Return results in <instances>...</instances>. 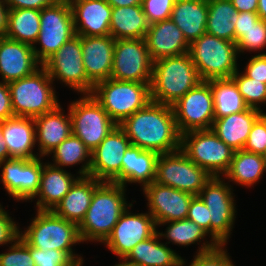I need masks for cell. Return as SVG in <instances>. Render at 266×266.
<instances>
[{
  "label": "cell",
  "mask_w": 266,
  "mask_h": 266,
  "mask_svg": "<svg viewBox=\"0 0 266 266\" xmlns=\"http://www.w3.org/2000/svg\"><path fill=\"white\" fill-rule=\"evenodd\" d=\"M131 145L159 154L180 149L179 133L171 105L150 101L143 109L125 118L118 125Z\"/></svg>",
  "instance_id": "1"
},
{
  "label": "cell",
  "mask_w": 266,
  "mask_h": 266,
  "mask_svg": "<svg viewBox=\"0 0 266 266\" xmlns=\"http://www.w3.org/2000/svg\"><path fill=\"white\" fill-rule=\"evenodd\" d=\"M127 189L119 183L102 182L92 195L90 206L78 225L82 242L103 243L112 232L128 203Z\"/></svg>",
  "instance_id": "2"
},
{
  "label": "cell",
  "mask_w": 266,
  "mask_h": 266,
  "mask_svg": "<svg viewBox=\"0 0 266 266\" xmlns=\"http://www.w3.org/2000/svg\"><path fill=\"white\" fill-rule=\"evenodd\" d=\"M201 81L189 53L158 59L153 62L151 101L173 105Z\"/></svg>",
  "instance_id": "3"
},
{
  "label": "cell",
  "mask_w": 266,
  "mask_h": 266,
  "mask_svg": "<svg viewBox=\"0 0 266 266\" xmlns=\"http://www.w3.org/2000/svg\"><path fill=\"white\" fill-rule=\"evenodd\" d=\"M29 225L20 229V236L32 247L47 251H66L78 264L84 263L83 255L73 248L83 244L78 225L57 216L53 211L36 210Z\"/></svg>",
  "instance_id": "4"
},
{
  "label": "cell",
  "mask_w": 266,
  "mask_h": 266,
  "mask_svg": "<svg viewBox=\"0 0 266 266\" xmlns=\"http://www.w3.org/2000/svg\"><path fill=\"white\" fill-rule=\"evenodd\" d=\"M54 84L43 66L8 83L14 116L35 118L55 109L60 102Z\"/></svg>",
  "instance_id": "5"
},
{
  "label": "cell",
  "mask_w": 266,
  "mask_h": 266,
  "mask_svg": "<svg viewBox=\"0 0 266 266\" xmlns=\"http://www.w3.org/2000/svg\"><path fill=\"white\" fill-rule=\"evenodd\" d=\"M188 53L202 81L231 78L240 68L236 43L208 33L191 42Z\"/></svg>",
  "instance_id": "6"
},
{
  "label": "cell",
  "mask_w": 266,
  "mask_h": 266,
  "mask_svg": "<svg viewBox=\"0 0 266 266\" xmlns=\"http://www.w3.org/2000/svg\"><path fill=\"white\" fill-rule=\"evenodd\" d=\"M91 95L117 125L151 101L149 84L111 78L96 83Z\"/></svg>",
  "instance_id": "7"
},
{
  "label": "cell",
  "mask_w": 266,
  "mask_h": 266,
  "mask_svg": "<svg viewBox=\"0 0 266 266\" xmlns=\"http://www.w3.org/2000/svg\"><path fill=\"white\" fill-rule=\"evenodd\" d=\"M180 150L212 177H223L228 171L234 150L212 129L193 130L181 135Z\"/></svg>",
  "instance_id": "8"
},
{
  "label": "cell",
  "mask_w": 266,
  "mask_h": 266,
  "mask_svg": "<svg viewBox=\"0 0 266 266\" xmlns=\"http://www.w3.org/2000/svg\"><path fill=\"white\" fill-rule=\"evenodd\" d=\"M233 187L223 177L213 176L199 196L209 209L210 237L218 245H227L235 227L237 206Z\"/></svg>",
  "instance_id": "9"
},
{
  "label": "cell",
  "mask_w": 266,
  "mask_h": 266,
  "mask_svg": "<svg viewBox=\"0 0 266 266\" xmlns=\"http://www.w3.org/2000/svg\"><path fill=\"white\" fill-rule=\"evenodd\" d=\"M75 35L69 2L56 1L44 7L40 10V32L37 41L32 46L37 60L43 64Z\"/></svg>",
  "instance_id": "10"
},
{
  "label": "cell",
  "mask_w": 266,
  "mask_h": 266,
  "mask_svg": "<svg viewBox=\"0 0 266 266\" xmlns=\"http://www.w3.org/2000/svg\"><path fill=\"white\" fill-rule=\"evenodd\" d=\"M68 110L72 133L92 152L117 126L91 94H80L70 101Z\"/></svg>",
  "instance_id": "11"
},
{
  "label": "cell",
  "mask_w": 266,
  "mask_h": 266,
  "mask_svg": "<svg viewBox=\"0 0 266 266\" xmlns=\"http://www.w3.org/2000/svg\"><path fill=\"white\" fill-rule=\"evenodd\" d=\"M81 36L75 35L57 52L49 57L42 66L49 77L78 94H91L94 84L87 78L84 68Z\"/></svg>",
  "instance_id": "12"
},
{
  "label": "cell",
  "mask_w": 266,
  "mask_h": 266,
  "mask_svg": "<svg viewBox=\"0 0 266 266\" xmlns=\"http://www.w3.org/2000/svg\"><path fill=\"white\" fill-rule=\"evenodd\" d=\"M211 178L206 170L196 165L180 149L158 156L154 180L158 184L199 195Z\"/></svg>",
  "instance_id": "13"
},
{
  "label": "cell",
  "mask_w": 266,
  "mask_h": 266,
  "mask_svg": "<svg viewBox=\"0 0 266 266\" xmlns=\"http://www.w3.org/2000/svg\"><path fill=\"white\" fill-rule=\"evenodd\" d=\"M171 106L181 135L188 131L211 129L215 117L209 81H201Z\"/></svg>",
  "instance_id": "14"
},
{
  "label": "cell",
  "mask_w": 266,
  "mask_h": 266,
  "mask_svg": "<svg viewBox=\"0 0 266 266\" xmlns=\"http://www.w3.org/2000/svg\"><path fill=\"white\" fill-rule=\"evenodd\" d=\"M152 70L144 38L115 40L111 79L151 85Z\"/></svg>",
  "instance_id": "15"
},
{
  "label": "cell",
  "mask_w": 266,
  "mask_h": 266,
  "mask_svg": "<svg viewBox=\"0 0 266 266\" xmlns=\"http://www.w3.org/2000/svg\"><path fill=\"white\" fill-rule=\"evenodd\" d=\"M134 202L136 201L132 200V204L121 214L112 232L103 242L118 259H124L136 244L152 237L159 229L148 211L137 214L131 212Z\"/></svg>",
  "instance_id": "16"
},
{
  "label": "cell",
  "mask_w": 266,
  "mask_h": 266,
  "mask_svg": "<svg viewBox=\"0 0 266 266\" xmlns=\"http://www.w3.org/2000/svg\"><path fill=\"white\" fill-rule=\"evenodd\" d=\"M44 157L0 162V182L15 202H29L38 192Z\"/></svg>",
  "instance_id": "17"
},
{
  "label": "cell",
  "mask_w": 266,
  "mask_h": 266,
  "mask_svg": "<svg viewBox=\"0 0 266 266\" xmlns=\"http://www.w3.org/2000/svg\"><path fill=\"white\" fill-rule=\"evenodd\" d=\"M130 145L125 132L117 125L91 152L89 176L101 182L121 184V162Z\"/></svg>",
  "instance_id": "18"
},
{
  "label": "cell",
  "mask_w": 266,
  "mask_h": 266,
  "mask_svg": "<svg viewBox=\"0 0 266 266\" xmlns=\"http://www.w3.org/2000/svg\"><path fill=\"white\" fill-rule=\"evenodd\" d=\"M141 191L148 201L146 203L147 210L153 216L156 224L186 219L194 196L191 193L154 181L143 187Z\"/></svg>",
  "instance_id": "19"
},
{
  "label": "cell",
  "mask_w": 266,
  "mask_h": 266,
  "mask_svg": "<svg viewBox=\"0 0 266 266\" xmlns=\"http://www.w3.org/2000/svg\"><path fill=\"white\" fill-rule=\"evenodd\" d=\"M42 64L37 60L32 45L5 36L0 37V78L10 83L34 73Z\"/></svg>",
  "instance_id": "20"
},
{
  "label": "cell",
  "mask_w": 266,
  "mask_h": 266,
  "mask_svg": "<svg viewBox=\"0 0 266 266\" xmlns=\"http://www.w3.org/2000/svg\"><path fill=\"white\" fill-rule=\"evenodd\" d=\"M70 5L76 35H110L112 7L106 0H72Z\"/></svg>",
  "instance_id": "21"
},
{
  "label": "cell",
  "mask_w": 266,
  "mask_h": 266,
  "mask_svg": "<svg viewBox=\"0 0 266 266\" xmlns=\"http://www.w3.org/2000/svg\"><path fill=\"white\" fill-rule=\"evenodd\" d=\"M84 68L87 78L96 83L110 78L115 39L107 36H81Z\"/></svg>",
  "instance_id": "22"
},
{
  "label": "cell",
  "mask_w": 266,
  "mask_h": 266,
  "mask_svg": "<svg viewBox=\"0 0 266 266\" xmlns=\"http://www.w3.org/2000/svg\"><path fill=\"white\" fill-rule=\"evenodd\" d=\"M79 177L66 169L52 165L49 160L43 162L38 192L29 202L36 199V210L53 211Z\"/></svg>",
  "instance_id": "23"
},
{
  "label": "cell",
  "mask_w": 266,
  "mask_h": 266,
  "mask_svg": "<svg viewBox=\"0 0 266 266\" xmlns=\"http://www.w3.org/2000/svg\"><path fill=\"white\" fill-rule=\"evenodd\" d=\"M59 104L50 112L34 118L36 147L40 157H47L62 141L72 134L71 118L68 110Z\"/></svg>",
  "instance_id": "24"
},
{
  "label": "cell",
  "mask_w": 266,
  "mask_h": 266,
  "mask_svg": "<svg viewBox=\"0 0 266 266\" xmlns=\"http://www.w3.org/2000/svg\"><path fill=\"white\" fill-rule=\"evenodd\" d=\"M144 39L153 62L182 55L189 50V43L171 19L151 24Z\"/></svg>",
  "instance_id": "25"
},
{
  "label": "cell",
  "mask_w": 266,
  "mask_h": 266,
  "mask_svg": "<svg viewBox=\"0 0 266 266\" xmlns=\"http://www.w3.org/2000/svg\"><path fill=\"white\" fill-rule=\"evenodd\" d=\"M2 134L11 158H39L36 148L34 118L14 116L2 121Z\"/></svg>",
  "instance_id": "26"
},
{
  "label": "cell",
  "mask_w": 266,
  "mask_h": 266,
  "mask_svg": "<svg viewBox=\"0 0 266 266\" xmlns=\"http://www.w3.org/2000/svg\"><path fill=\"white\" fill-rule=\"evenodd\" d=\"M159 153L130 145L121 162V184H138L141 188L155 180ZM128 183V184H127Z\"/></svg>",
  "instance_id": "27"
},
{
  "label": "cell",
  "mask_w": 266,
  "mask_h": 266,
  "mask_svg": "<svg viewBox=\"0 0 266 266\" xmlns=\"http://www.w3.org/2000/svg\"><path fill=\"white\" fill-rule=\"evenodd\" d=\"M102 182L91 176H80L69 192L53 209V212L70 222L79 225L90 206L94 190Z\"/></svg>",
  "instance_id": "28"
},
{
  "label": "cell",
  "mask_w": 266,
  "mask_h": 266,
  "mask_svg": "<svg viewBox=\"0 0 266 266\" xmlns=\"http://www.w3.org/2000/svg\"><path fill=\"white\" fill-rule=\"evenodd\" d=\"M262 113L260 110L248 108L243 112L215 118L211 129L234 151L243 150L253 123Z\"/></svg>",
  "instance_id": "29"
},
{
  "label": "cell",
  "mask_w": 266,
  "mask_h": 266,
  "mask_svg": "<svg viewBox=\"0 0 266 266\" xmlns=\"http://www.w3.org/2000/svg\"><path fill=\"white\" fill-rule=\"evenodd\" d=\"M161 241L156 232L152 237L136 244L124 260L137 266H182L184 257Z\"/></svg>",
  "instance_id": "30"
},
{
  "label": "cell",
  "mask_w": 266,
  "mask_h": 266,
  "mask_svg": "<svg viewBox=\"0 0 266 266\" xmlns=\"http://www.w3.org/2000/svg\"><path fill=\"white\" fill-rule=\"evenodd\" d=\"M208 0H176L170 19L190 44L206 33Z\"/></svg>",
  "instance_id": "31"
},
{
  "label": "cell",
  "mask_w": 266,
  "mask_h": 266,
  "mask_svg": "<svg viewBox=\"0 0 266 266\" xmlns=\"http://www.w3.org/2000/svg\"><path fill=\"white\" fill-rule=\"evenodd\" d=\"M162 225H168L165 229L166 231L163 232L157 230V232L160 235L161 240H168L164 242L167 245L172 243V245L174 244L179 247H188L189 245L197 244L199 246L196 253L207 252L218 246L203 228L188 219L158 223L157 227H161ZM207 236H209L208 238H210V241L206 239Z\"/></svg>",
  "instance_id": "32"
},
{
  "label": "cell",
  "mask_w": 266,
  "mask_h": 266,
  "mask_svg": "<svg viewBox=\"0 0 266 266\" xmlns=\"http://www.w3.org/2000/svg\"><path fill=\"white\" fill-rule=\"evenodd\" d=\"M266 173V159L263 155L237 150L234 152L233 159L228 171L223 178L230 184L253 187L259 183L262 176Z\"/></svg>",
  "instance_id": "33"
},
{
  "label": "cell",
  "mask_w": 266,
  "mask_h": 266,
  "mask_svg": "<svg viewBox=\"0 0 266 266\" xmlns=\"http://www.w3.org/2000/svg\"><path fill=\"white\" fill-rule=\"evenodd\" d=\"M149 27L142 5L112 8L110 35L115 40L145 38Z\"/></svg>",
  "instance_id": "34"
},
{
  "label": "cell",
  "mask_w": 266,
  "mask_h": 266,
  "mask_svg": "<svg viewBox=\"0 0 266 266\" xmlns=\"http://www.w3.org/2000/svg\"><path fill=\"white\" fill-rule=\"evenodd\" d=\"M52 155V156H51ZM51 156V163L56 167L65 169V167H73L80 165V169L76 172L79 176H89L91 167V151L85 144L73 133L62 141L48 157Z\"/></svg>",
  "instance_id": "35"
},
{
  "label": "cell",
  "mask_w": 266,
  "mask_h": 266,
  "mask_svg": "<svg viewBox=\"0 0 266 266\" xmlns=\"http://www.w3.org/2000/svg\"><path fill=\"white\" fill-rule=\"evenodd\" d=\"M238 12L230 0H208L206 33L235 42Z\"/></svg>",
  "instance_id": "36"
},
{
  "label": "cell",
  "mask_w": 266,
  "mask_h": 266,
  "mask_svg": "<svg viewBox=\"0 0 266 266\" xmlns=\"http://www.w3.org/2000/svg\"><path fill=\"white\" fill-rule=\"evenodd\" d=\"M209 82L213 93L215 118L243 112L249 108L232 78L211 79Z\"/></svg>",
  "instance_id": "37"
},
{
  "label": "cell",
  "mask_w": 266,
  "mask_h": 266,
  "mask_svg": "<svg viewBox=\"0 0 266 266\" xmlns=\"http://www.w3.org/2000/svg\"><path fill=\"white\" fill-rule=\"evenodd\" d=\"M40 32V10L10 9L5 37L34 45Z\"/></svg>",
  "instance_id": "38"
},
{
  "label": "cell",
  "mask_w": 266,
  "mask_h": 266,
  "mask_svg": "<svg viewBox=\"0 0 266 266\" xmlns=\"http://www.w3.org/2000/svg\"><path fill=\"white\" fill-rule=\"evenodd\" d=\"M239 68L231 78L234 80L249 108L264 112L261 106L266 105V84L247 77Z\"/></svg>",
  "instance_id": "39"
},
{
  "label": "cell",
  "mask_w": 266,
  "mask_h": 266,
  "mask_svg": "<svg viewBox=\"0 0 266 266\" xmlns=\"http://www.w3.org/2000/svg\"><path fill=\"white\" fill-rule=\"evenodd\" d=\"M236 46L239 56L247 52L266 55V51L263 50L266 49V21L259 19L252 27L242 32V37L236 42Z\"/></svg>",
  "instance_id": "40"
},
{
  "label": "cell",
  "mask_w": 266,
  "mask_h": 266,
  "mask_svg": "<svg viewBox=\"0 0 266 266\" xmlns=\"http://www.w3.org/2000/svg\"><path fill=\"white\" fill-rule=\"evenodd\" d=\"M5 252L0 253V266H36L30 245L19 235Z\"/></svg>",
  "instance_id": "41"
},
{
  "label": "cell",
  "mask_w": 266,
  "mask_h": 266,
  "mask_svg": "<svg viewBox=\"0 0 266 266\" xmlns=\"http://www.w3.org/2000/svg\"><path fill=\"white\" fill-rule=\"evenodd\" d=\"M30 253L36 266H78L79 264L66 252L55 249L47 251L30 246Z\"/></svg>",
  "instance_id": "42"
},
{
  "label": "cell",
  "mask_w": 266,
  "mask_h": 266,
  "mask_svg": "<svg viewBox=\"0 0 266 266\" xmlns=\"http://www.w3.org/2000/svg\"><path fill=\"white\" fill-rule=\"evenodd\" d=\"M226 248L227 245H218L213 250L195 253L189 264L185 259L184 263L186 266H236Z\"/></svg>",
  "instance_id": "43"
},
{
  "label": "cell",
  "mask_w": 266,
  "mask_h": 266,
  "mask_svg": "<svg viewBox=\"0 0 266 266\" xmlns=\"http://www.w3.org/2000/svg\"><path fill=\"white\" fill-rule=\"evenodd\" d=\"M243 150L263 156L266 154V112L253 123Z\"/></svg>",
  "instance_id": "44"
},
{
  "label": "cell",
  "mask_w": 266,
  "mask_h": 266,
  "mask_svg": "<svg viewBox=\"0 0 266 266\" xmlns=\"http://www.w3.org/2000/svg\"><path fill=\"white\" fill-rule=\"evenodd\" d=\"M176 0H142L143 13L149 24L170 19Z\"/></svg>",
  "instance_id": "45"
},
{
  "label": "cell",
  "mask_w": 266,
  "mask_h": 266,
  "mask_svg": "<svg viewBox=\"0 0 266 266\" xmlns=\"http://www.w3.org/2000/svg\"><path fill=\"white\" fill-rule=\"evenodd\" d=\"M8 211L0 203V246H9L20 234V225L14 221Z\"/></svg>",
  "instance_id": "46"
},
{
  "label": "cell",
  "mask_w": 266,
  "mask_h": 266,
  "mask_svg": "<svg viewBox=\"0 0 266 266\" xmlns=\"http://www.w3.org/2000/svg\"><path fill=\"white\" fill-rule=\"evenodd\" d=\"M186 219L195 222L210 235L209 209L199 195L192 197Z\"/></svg>",
  "instance_id": "47"
},
{
  "label": "cell",
  "mask_w": 266,
  "mask_h": 266,
  "mask_svg": "<svg viewBox=\"0 0 266 266\" xmlns=\"http://www.w3.org/2000/svg\"><path fill=\"white\" fill-rule=\"evenodd\" d=\"M252 57L246 62V66L243 67V73L257 81H261L266 84V55H251Z\"/></svg>",
  "instance_id": "48"
},
{
  "label": "cell",
  "mask_w": 266,
  "mask_h": 266,
  "mask_svg": "<svg viewBox=\"0 0 266 266\" xmlns=\"http://www.w3.org/2000/svg\"><path fill=\"white\" fill-rule=\"evenodd\" d=\"M259 15L257 12H238V18L235 23V43L242 37V32H245L253 23L258 21Z\"/></svg>",
  "instance_id": "49"
},
{
  "label": "cell",
  "mask_w": 266,
  "mask_h": 266,
  "mask_svg": "<svg viewBox=\"0 0 266 266\" xmlns=\"http://www.w3.org/2000/svg\"><path fill=\"white\" fill-rule=\"evenodd\" d=\"M14 117L8 83L0 81V121Z\"/></svg>",
  "instance_id": "50"
},
{
  "label": "cell",
  "mask_w": 266,
  "mask_h": 266,
  "mask_svg": "<svg viewBox=\"0 0 266 266\" xmlns=\"http://www.w3.org/2000/svg\"><path fill=\"white\" fill-rule=\"evenodd\" d=\"M57 0H6L10 9H36L42 10L54 4Z\"/></svg>",
  "instance_id": "51"
},
{
  "label": "cell",
  "mask_w": 266,
  "mask_h": 266,
  "mask_svg": "<svg viewBox=\"0 0 266 266\" xmlns=\"http://www.w3.org/2000/svg\"><path fill=\"white\" fill-rule=\"evenodd\" d=\"M237 12H257L258 0H230Z\"/></svg>",
  "instance_id": "52"
},
{
  "label": "cell",
  "mask_w": 266,
  "mask_h": 266,
  "mask_svg": "<svg viewBox=\"0 0 266 266\" xmlns=\"http://www.w3.org/2000/svg\"><path fill=\"white\" fill-rule=\"evenodd\" d=\"M9 10L6 0H0V37L7 32Z\"/></svg>",
  "instance_id": "53"
},
{
  "label": "cell",
  "mask_w": 266,
  "mask_h": 266,
  "mask_svg": "<svg viewBox=\"0 0 266 266\" xmlns=\"http://www.w3.org/2000/svg\"><path fill=\"white\" fill-rule=\"evenodd\" d=\"M107 3L112 7H122V6H135L141 5L142 0H106Z\"/></svg>",
  "instance_id": "54"
},
{
  "label": "cell",
  "mask_w": 266,
  "mask_h": 266,
  "mask_svg": "<svg viewBox=\"0 0 266 266\" xmlns=\"http://www.w3.org/2000/svg\"><path fill=\"white\" fill-rule=\"evenodd\" d=\"M8 159H10V155L7 150L6 142L3 139L2 121H0V162Z\"/></svg>",
  "instance_id": "55"
},
{
  "label": "cell",
  "mask_w": 266,
  "mask_h": 266,
  "mask_svg": "<svg viewBox=\"0 0 266 266\" xmlns=\"http://www.w3.org/2000/svg\"><path fill=\"white\" fill-rule=\"evenodd\" d=\"M257 13L260 19H263L266 21V0H258Z\"/></svg>",
  "instance_id": "56"
},
{
  "label": "cell",
  "mask_w": 266,
  "mask_h": 266,
  "mask_svg": "<svg viewBox=\"0 0 266 266\" xmlns=\"http://www.w3.org/2000/svg\"><path fill=\"white\" fill-rule=\"evenodd\" d=\"M118 261L120 262L112 266H137L126 262L124 259H119Z\"/></svg>",
  "instance_id": "57"
},
{
  "label": "cell",
  "mask_w": 266,
  "mask_h": 266,
  "mask_svg": "<svg viewBox=\"0 0 266 266\" xmlns=\"http://www.w3.org/2000/svg\"><path fill=\"white\" fill-rule=\"evenodd\" d=\"M57 1H63V2H71L72 0H57Z\"/></svg>",
  "instance_id": "58"
}]
</instances>
